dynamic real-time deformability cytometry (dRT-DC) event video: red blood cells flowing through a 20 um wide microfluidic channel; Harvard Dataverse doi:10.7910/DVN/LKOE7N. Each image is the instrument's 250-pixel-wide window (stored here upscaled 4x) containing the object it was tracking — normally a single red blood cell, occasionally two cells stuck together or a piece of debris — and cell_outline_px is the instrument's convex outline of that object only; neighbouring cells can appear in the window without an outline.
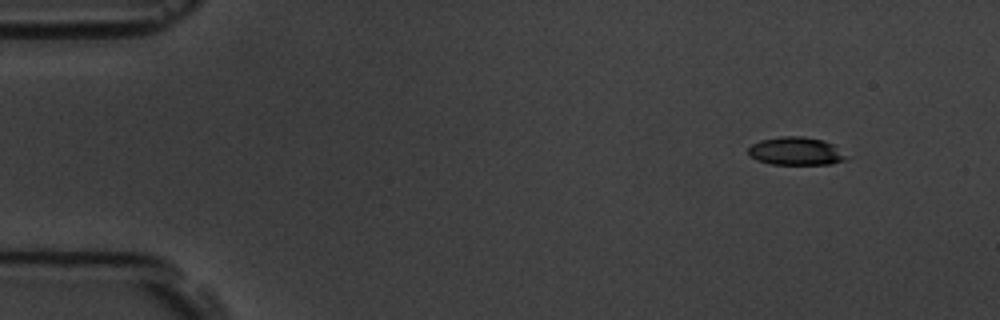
{"species": "common noctule bat (a hibernating species)", "species_latin": "Nyctalus noctula", "temperature_condition": "room temperature", "stored_images_in_passage": 4, "camera_frame_rate_fps": 3000, "um_per_image_px": 0.085, "animal": {"sex": "male", "body_mass_g": 19.5, "forearm_length_mm": 54.6}, "frame": {"image": 1, "passage_image": 1, "time_ms": 0.0, "image_size_px": [1000, 320], "cell_outline_px": [[852, 156], [848, 160], [832, 164], [768, 164], [756, 160], [748, 156], [748, 148], [752, 144], [760, 140], [780, 136], [804, 136], [824, 140], [832, 144]], "centroid_in_image_um": [67.7, 12.85], "position_along_channel_um": 17.3, "area_um2": 16.53}}
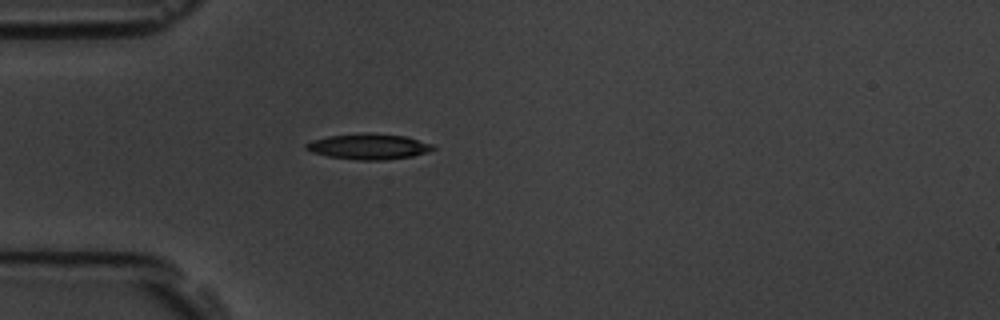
{"frame": {"image": 2, "passage_image": 4, "time_ms": 3.667, "image_size_px": [1000, 320], "cell_outline_px": [[436, 148], [412, 156], [384, 160], [356, 160], [328, 156], [312, 152], [304, 148], [304, 144], [312, 140], [328, 136], [364, 132], [368, 132], [404, 136], [432, 144]], "centroid_in_image_um": [31.28, 12.45], "position_along_channel_um": 53.7, "area_um2": 18.9}}